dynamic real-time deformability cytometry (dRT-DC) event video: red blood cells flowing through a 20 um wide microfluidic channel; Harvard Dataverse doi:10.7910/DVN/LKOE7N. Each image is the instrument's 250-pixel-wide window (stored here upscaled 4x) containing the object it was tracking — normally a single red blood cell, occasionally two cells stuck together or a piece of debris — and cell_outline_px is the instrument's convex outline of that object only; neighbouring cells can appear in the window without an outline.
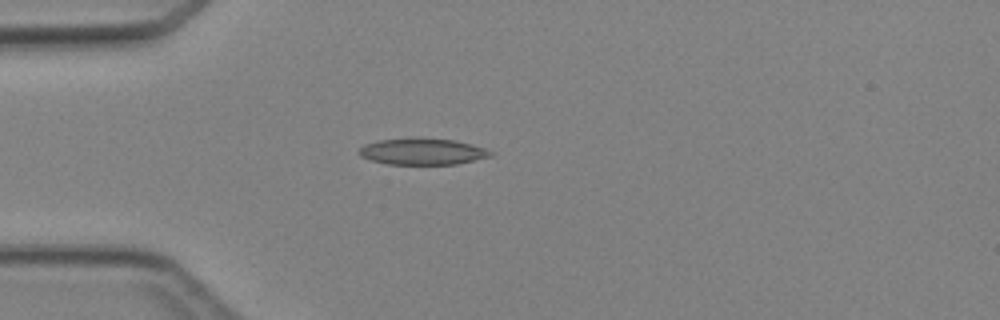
{"species": "Egyptian fruit bat (a non-hibernating species)", "species_latin": "Rousettus aegyptiacus", "temperature_condition": "cold", "stored_images_in_passage": 1, "camera_frame_rate_fps": 3000, "um_per_image_px": 0.085, "animal": {"sex": "female"}, "frame": {"image": 1, "passage_image": 1, "time_ms": 0.0, "image_size_px": [1000, 320], "cell_outline_px": [[492, 156], [456, 164], [388, 164], [372, 160], [360, 156], [360, 148], [364, 144], [380, 140], [412, 136], [416, 136], [456, 140], [472, 144], [484, 148], [492, 152]], "centroid_in_image_um": [35.91, 12.85], "position_along_channel_um": 49.1, "area_um2": 20.52}}